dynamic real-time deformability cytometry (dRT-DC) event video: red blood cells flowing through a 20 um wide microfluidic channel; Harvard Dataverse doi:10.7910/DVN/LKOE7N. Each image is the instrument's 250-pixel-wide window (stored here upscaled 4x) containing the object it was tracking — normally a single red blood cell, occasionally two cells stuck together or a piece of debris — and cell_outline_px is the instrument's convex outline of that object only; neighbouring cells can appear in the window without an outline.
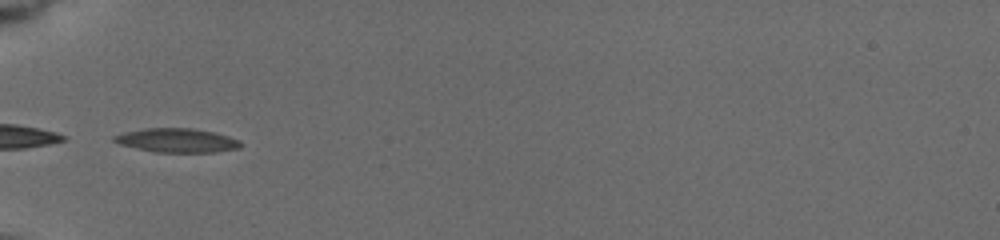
{"species": "common noctule bat (a hibernating species)", "species_latin": "Nyctalus noctula", "temperature_condition": "cold", "stored_images_in_passage": 14, "segment_of_instrument_passage": [2, 2], "camera_frame_rate_fps": 3000, "um_per_image_px": 0.085, "animal": {"sex": "female", "body_mass_g": 19.5, "forearm_length_mm": 54.1}, "frame": {"image": 1, "passage_image": 10, "time_ms": 4.0, "image_size_px": [1000, 240], "cell_outline_px": [[244, 144], [240, 148], [216, 152], [156, 152], [136, 148], [120, 144], [112, 140], [112, 136], [124, 132], [144, 128], [192, 128], [216, 132], [240, 140]], "centroid_in_image_um": [15.07, 11.93], "position_along_channel_um": 69.9, "area_um2": 17.86}}
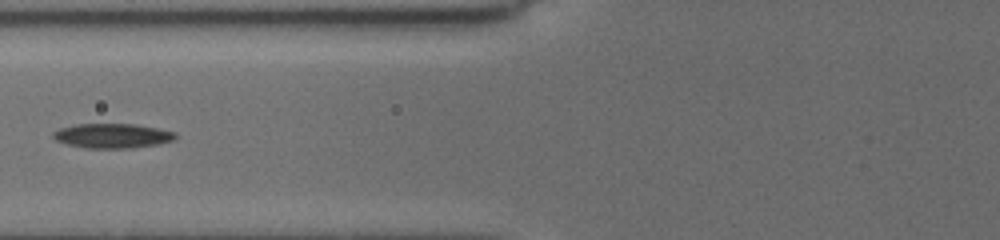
{"frame": {"image": 2, "passage_image": 12, "time_ms": 5.333, "image_size_px": [1000, 240], "cell_outline_px": [[176, 136], [172, 140], [160, 144], [132, 148], [88, 148], [68, 144], [56, 140], [52, 136], [52, 132], [60, 128], [76, 124], [136, 124], [176, 132]], "centroid_in_image_um": [9.55, 11.54], "position_along_channel_um": 116.2, "area_um2": 17.46}}